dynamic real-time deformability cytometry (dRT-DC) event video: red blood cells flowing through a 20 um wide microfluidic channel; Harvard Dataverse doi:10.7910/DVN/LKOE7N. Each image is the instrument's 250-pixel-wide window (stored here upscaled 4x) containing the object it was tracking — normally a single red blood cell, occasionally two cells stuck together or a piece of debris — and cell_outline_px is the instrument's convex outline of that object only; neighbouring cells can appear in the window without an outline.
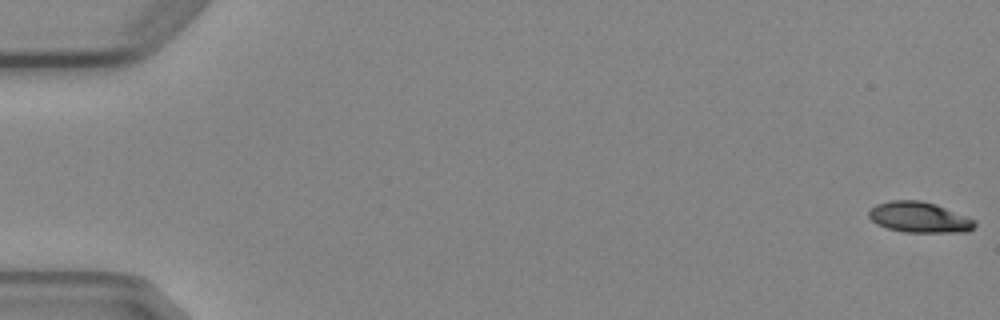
{"species": "Egyptian fruit bat (a non-hibernating species)", "species_latin": "Rousettus aegyptiacus", "temperature_condition": "cold", "stored_images_in_passage": 5, "camera_frame_rate_fps": 3000, "um_per_image_px": 0.085, "animal": {"sex": "female"}, "frame": {"image": 1, "passage_image": 1, "time_ms": 0.0, "image_size_px": [1000, 320], "cell_outline_px": [[976, 224], [968, 232], [904, 232], [888, 228], [876, 224], [868, 216], [868, 212], [876, 204], [892, 200], [920, 200], [936, 204], [976, 220]], "centroid_in_image_um": [78.14, 18.47], "position_along_channel_um": 6.9, "area_um2": 18.9}}
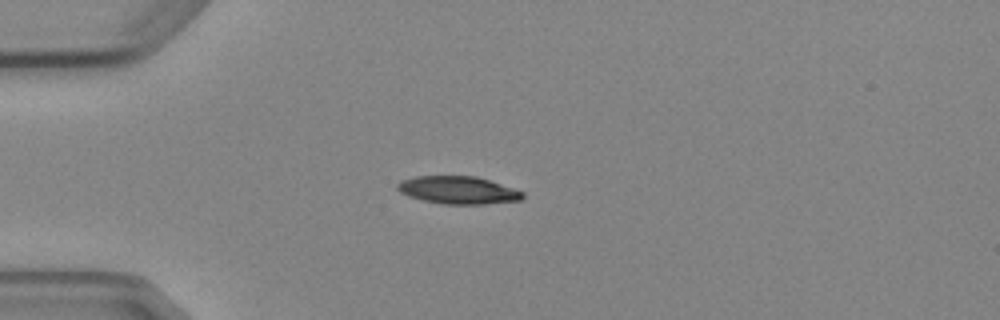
{"frame": {"image": 2, "passage_image": 5, "time_ms": 4.667, "image_size_px": [1000, 320], "cell_outline_px": [[524, 196], [520, 200], [484, 204], [444, 204], [424, 200], [408, 196], [400, 192], [396, 188], [396, 184], [404, 180], [416, 176], [476, 176], [524, 192]], "centroid_in_image_um": [38.92, 16.16], "position_along_channel_um": 46.1, "area_um2": 19.94}}